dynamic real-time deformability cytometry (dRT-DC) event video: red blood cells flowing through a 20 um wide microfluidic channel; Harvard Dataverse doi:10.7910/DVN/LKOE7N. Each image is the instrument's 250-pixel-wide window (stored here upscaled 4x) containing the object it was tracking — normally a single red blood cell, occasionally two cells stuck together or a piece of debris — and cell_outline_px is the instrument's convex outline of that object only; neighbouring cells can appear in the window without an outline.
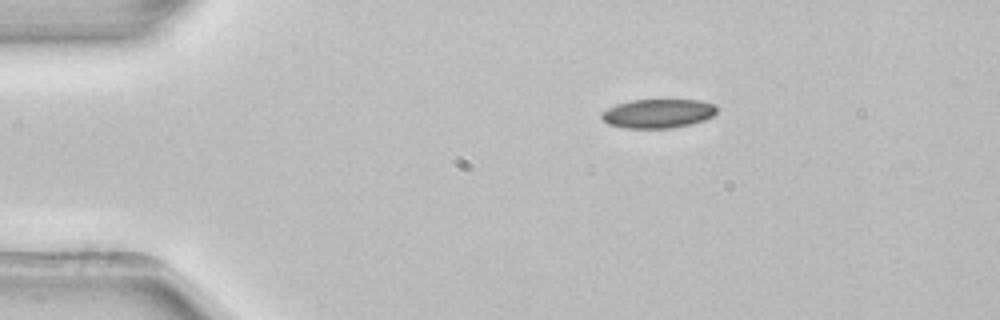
{"species": "common noctule bat (a hibernating species)", "species_latin": "Nyctalus noctula", "temperature_condition": "room temperature", "stored_images_in_passage": 2, "camera_frame_rate_fps": 3000, "um_per_image_px": 0.085, "animal": {"sex": "female", "body_mass_g": 22.7, "forearm_length_mm": 54.2}, "frame": {"image": 1, "passage_image": 1, "time_ms": 0.0, "image_size_px": [1000, 320], "cell_outline_px": [[716, 112], [712, 116], [704, 120], [692, 124], [672, 128], [624, 128], [608, 124], [600, 116], [600, 112], [616, 104], [632, 100], [700, 100], [712, 104], [716, 108]], "centroid_in_image_um": [55.9, 9.65], "position_along_channel_um": 29.1, "area_um2": 19.48}}